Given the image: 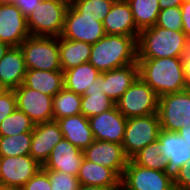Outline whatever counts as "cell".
Here are the masks:
<instances>
[{"label": "cell", "instance_id": "6da1fadb", "mask_svg": "<svg viewBox=\"0 0 190 190\" xmlns=\"http://www.w3.org/2000/svg\"><path fill=\"white\" fill-rule=\"evenodd\" d=\"M139 77L161 97L187 89L181 57L137 58Z\"/></svg>", "mask_w": 190, "mask_h": 190}, {"label": "cell", "instance_id": "7a4b0ae2", "mask_svg": "<svg viewBox=\"0 0 190 190\" xmlns=\"http://www.w3.org/2000/svg\"><path fill=\"white\" fill-rule=\"evenodd\" d=\"M137 37L106 34L92 44L89 63L100 73L137 63Z\"/></svg>", "mask_w": 190, "mask_h": 190}, {"label": "cell", "instance_id": "3957f363", "mask_svg": "<svg viewBox=\"0 0 190 190\" xmlns=\"http://www.w3.org/2000/svg\"><path fill=\"white\" fill-rule=\"evenodd\" d=\"M186 39L183 31L157 25L142 29L137 40L138 58L181 57Z\"/></svg>", "mask_w": 190, "mask_h": 190}, {"label": "cell", "instance_id": "277c9868", "mask_svg": "<svg viewBox=\"0 0 190 190\" xmlns=\"http://www.w3.org/2000/svg\"><path fill=\"white\" fill-rule=\"evenodd\" d=\"M68 6L64 0H42L27 17L30 35L60 37Z\"/></svg>", "mask_w": 190, "mask_h": 190}, {"label": "cell", "instance_id": "5b68a950", "mask_svg": "<svg viewBox=\"0 0 190 190\" xmlns=\"http://www.w3.org/2000/svg\"><path fill=\"white\" fill-rule=\"evenodd\" d=\"M20 48L26 69L62 70L59 57V37L29 36L22 42Z\"/></svg>", "mask_w": 190, "mask_h": 190}, {"label": "cell", "instance_id": "8992f818", "mask_svg": "<svg viewBox=\"0 0 190 190\" xmlns=\"http://www.w3.org/2000/svg\"><path fill=\"white\" fill-rule=\"evenodd\" d=\"M161 130L158 113L147 116L127 118L122 146L126 156L131 159L150 143L158 140Z\"/></svg>", "mask_w": 190, "mask_h": 190}, {"label": "cell", "instance_id": "52a82bcc", "mask_svg": "<svg viewBox=\"0 0 190 190\" xmlns=\"http://www.w3.org/2000/svg\"><path fill=\"white\" fill-rule=\"evenodd\" d=\"M115 105L126 118L147 116L158 113L159 96L138 77Z\"/></svg>", "mask_w": 190, "mask_h": 190}, {"label": "cell", "instance_id": "ba28073f", "mask_svg": "<svg viewBox=\"0 0 190 190\" xmlns=\"http://www.w3.org/2000/svg\"><path fill=\"white\" fill-rule=\"evenodd\" d=\"M158 116L161 129L178 132L190 126V89L159 97Z\"/></svg>", "mask_w": 190, "mask_h": 190}, {"label": "cell", "instance_id": "9c48e42d", "mask_svg": "<svg viewBox=\"0 0 190 190\" xmlns=\"http://www.w3.org/2000/svg\"><path fill=\"white\" fill-rule=\"evenodd\" d=\"M121 190H175L172 181L164 171H158L135 164L129 159L120 178Z\"/></svg>", "mask_w": 190, "mask_h": 190}, {"label": "cell", "instance_id": "30bf717a", "mask_svg": "<svg viewBox=\"0 0 190 190\" xmlns=\"http://www.w3.org/2000/svg\"><path fill=\"white\" fill-rule=\"evenodd\" d=\"M105 35L103 23L98 21L97 17L84 16L72 4H69L61 35L63 38L92 45Z\"/></svg>", "mask_w": 190, "mask_h": 190}, {"label": "cell", "instance_id": "8fae6325", "mask_svg": "<svg viewBox=\"0 0 190 190\" xmlns=\"http://www.w3.org/2000/svg\"><path fill=\"white\" fill-rule=\"evenodd\" d=\"M17 109L36 125L53 120V96L33 90L23 83L14 90Z\"/></svg>", "mask_w": 190, "mask_h": 190}, {"label": "cell", "instance_id": "7c38bea8", "mask_svg": "<svg viewBox=\"0 0 190 190\" xmlns=\"http://www.w3.org/2000/svg\"><path fill=\"white\" fill-rule=\"evenodd\" d=\"M160 142V150L162 155L166 157L165 174L175 181L180 173V168L190 159V146L178 134L161 129L158 135Z\"/></svg>", "mask_w": 190, "mask_h": 190}, {"label": "cell", "instance_id": "4fadbf2b", "mask_svg": "<svg viewBox=\"0 0 190 190\" xmlns=\"http://www.w3.org/2000/svg\"><path fill=\"white\" fill-rule=\"evenodd\" d=\"M31 36L27 18L12 2H0V41L17 47Z\"/></svg>", "mask_w": 190, "mask_h": 190}, {"label": "cell", "instance_id": "5bb4252c", "mask_svg": "<svg viewBox=\"0 0 190 190\" xmlns=\"http://www.w3.org/2000/svg\"><path fill=\"white\" fill-rule=\"evenodd\" d=\"M41 168L30 155L0 157V185L22 188Z\"/></svg>", "mask_w": 190, "mask_h": 190}, {"label": "cell", "instance_id": "9a60e30c", "mask_svg": "<svg viewBox=\"0 0 190 190\" xmlns=\"http://www.w3.org/2000/svg\"><path fill=\"white\" fill-rule=\"evenodd\" d=\"M88 120L94 140L122 144L127 118L116 105L108 111L88 118Z\"/></svg>", "mask_w": 190, "mask_h": 190}, {"label": "cell", "instance_id": "2e32d148", "mask_svg": "<svg viewBox=\"0 0 190 190\" xmlns=\"http://www.w3.org/2000/svg\"><path fill=\"white\" fill-rule=\"evenodd\" d=\"M87 160L112 169L120 178L129 161L121 144L94 140L84 151Z\"/></svg>", "mask_w": 190, "mask_h": 190}, {"label": "cell", "instance_id": "e0dca14e", "mask_svg": "<svg viewBox=\"0 0 190 190\" xmlns=\"http://www.w3.org/2000/svg\"><path fill=\"white\" fill-rule=\"evenodd\" d=\"M63 138L60 125L55 120L34 125L30 156L43 166L53 147Z\"/></svg>", "mask_w": 190, "mask_h": 190}, {"label": "cell", "instance_id": "ac0fdd59", "mask_svg": "<svg viewBox=\"0 0 190 190\" xmlns=\"http://www.w3.org/2000/svg\"><path fill=\"white\" fill-rule=\"evenodd\" d=\"M83 159L84 152L63 138L53 147L42 168L77 176Z\"/></svg>", "mask_w": 190, "mask_h": 190}, {"label": "cell", "instance_id": "d6986e66", "mask_svg": "<svg viewBox=\"0 0 190 190\" xmlns=\"http://www.w3.org/2000/svg\"><path fill=\"white\" fill-rule=\"evenodd\" d=\"M106 34L139 37L131 7L127 0H115L111 10L102 21Z\"/></svg>", "mask_w": 190, "mask_h": 190}, {"label": "cell", "instance_id": "ffe728a7", "mask_svg": "<svg viewBox=\"0 0 190 190\" xmlns=\"http://www.w3.org/2000/svg\"><path fill=\"white\" fill-rule=\"evenodd\" d=\"M26 71L20 46L10 47L0 60V85L6 90H15L23 83Z\"/></svg>", "mask_w": 190, "mask_h": 190}, {"label": "cell", "instance_id": "44dd1931", "mask_svg": "<svg viewBox=\"0 0 190 190\" xmlns=\"http://www.w3.org/2000/svg\"><path fill=\"white\" fill-rule=\"evenodd\" d=\"M138 77L137 63L104 72L103 91L116 103Z\"/></svg>", "mask_w": 190, "mask_h": 190}, {"label": "cell", "instance_id": "7402d4cb", "mask_svg": "<svg viewBox=\"0 0 190 190\" xmlns=\"http://www.w3.org/2000/svg\"><path fill=\"white\" fill-rule=\"evenodd\" d=\"M64 139L84 151L94 142L89 120L82 114L58 119Z\"/></svg>", "mask_w": 190, "mask_h": 190}, {"label": "cell", "instance_id": "603a6c76", "mask_svg": "<svg viewBox=\"0 0 190 190\" xmlns=\"http://www.w3.org/2000/svg\"><path fill=\"white\" fill-rule=\"evenodd\" d=\"M103 81L104 72L100 73L92 85L87 87L84 95H81V114L86 118L97 116L115 106V102L103 91Z\"/></svg>", "mask_w": 190, "mask_h": 190}, {"label": "cell", "instance_id": "cb8c5ba5", "mask_svg": "<svg viewBox=\"0 0 190 190\" xmlns=\"http://www.w3.org/2000/svg\"><path fill=\"white\" fill-rule=\"evenodd\" d=\"M79 184L104 187H121L120 177L110 168L87 160L85 157L77 175Z\"/></svg>", "mask_w": 190, "mask_h": 190}, {"label": "cell", "instance_id": "d4e9b609", "mask_svg": "<svg viewBox=\"0 0 190 190\" xmlns=\"http://www.w3.org/2000/svg\"><path fill=\"white\" fill-rule=\"evenodd\" d=\"M23 84L33 90H38L54 97L64 88V74L62 70L44 71L27 69Z\"/></svg>", "mask_w": 190, "mask_h": 190}, {"label": "cell", "instance_id": "484cf974", "mask_svg": "<svg viewBox=\"0 0 190 190\" xmlns=\"http://www.w3.org/2000/svg\"><path fill=\"white\" fill-rule=\"evenodd\" d=\"M92 45L83 41H73L59 37V57L62 71L88 63Z\"/></svg>", "mask_w": 190, "mask_h": 190}, {"label": "cell", "instance_id": "4316f807", "mask_svg": "<svg viewBox=\"0 0 190 190\" xmlns=\"http://www.w3.org/2000/svg\"><path fill=\"white\" fill-rule=\"evenodd\" d=\"M64 87L76 94L84 95L100 72L91 64L84 63L63 72Z\"/></svg>", "mask_w": 190, "mask_h": 190}, {"label": "cell", "instance_id": "83f0119b", "mask_svg": "<svg viewBox=\"0 0 190 190\" xmlns=\"http://www.w3.org/2000/svg\"><path fill=\"white\" fill-rule=\"evenodd\" d=\"M133 14L136 27L142 29L156 24L160 12L159 0H127Z\"/></svg>", "mask_w": 190, "mask_h": 190}, {"label": "cell", "instance_id": "f1b7e54d", "mask_svg": "<svg viewBox=\"0 0 190 190\" xmlns=\"http://www.w3.org/2000/svg\"><path fill=\"white\" fill-rule=\"evenodd\" d=\"M53 120L81 114V95L66 89L53 97Z\"/></svg>", "mask_w": 190, "mask_h": 190}, {"label": "cell", "instance_id": "f546056e", "mask_svg": "<svg viewBox=\"0 0 190 190\" xmlns=\"http://www.w3.org/2000/svg\"><path fill=\"white\" fill-rule=\"evenodd\" d=\"M32 132L0 136V157L30 155Z\"/></svg>", "mask_w": 190, "mask_h": 190}, {"label": "cell", "instance_id": "4dcf8cb0", "mask_svg": "<svg viewBox=\"0 0 190 190\" xmlns=\"http://www.w3.org/2000/svg\"><path fill=\"white\" fill-rule=\"evenodd\" d=\"M131 160L137 165L158 171H165L166 164L168 163L166 157L162 155L160 150L159 140L147 145L136 153Z\"/></svg>", "mask_w": 190, "mask_h": 190}, {"label": "cell", "instance_id": "1f68e13d", "mask_svg": "<svg viewBox=\"0 0 190 190\" xmlns=\"http://www.w3.org/2000/svg\"><path fill=\"white\" fill-rule=\"evenodd\" d=\"M34 123L30 117L19 109L7 116L0 123V136L18 135L24 132H33Z\"/></svg>", "mask_w": 190, "mask_h": 190}, {"label": "cell", "instance_id": "d6a6232c", "mask_svg": "<svg viewBox=\"0 0 190 190\" xmlns=\"http://www.w3.org/2000/svg\"><path fill=\"white\" fill-rule=\"evenodd\" d=\"M115 0H76L72 5L84 16L97 17L103 21Z\"/></svg>", "mask_w": 190, "mask_h": 190}, {"label": "cell", "instance_id": "836d02e7", "mask_svg": "<svg viewBox=\"0 0 190 190\" xmlns=\"http://www.w3.org/2000/svg\"><path fill=\"white\" fill-rule=\"evenodd\" d=\"M155 25L164 29L182 31L183 23L181 16V7H169L160 10Z\"/></svg>", "mask_w": 190, "mask_h": 190}, {"label": "cell", "instance_id": "e575fe53", "mask_svg": "<svg viewBox=\"0 0 190 190\" xmlns=\"http://www.w3.org/2000/svg\"><path fill=\"white\" fill-rule=\"evenodd\" d=\"M45 171L51 182V190H78L80 184L77 176L55 170Z\"/></svg>", "mask_w": 190, "mask_h": 190}, {"label": "cell", "instance_id": "d590c367", "mask_svg": "<svg viewBox=\"0 0 190 190\" xmlns=\"http://www.w3.org/2000/svg\"><path fill=\"white\" fill-rule=\"evenodd\" d=\"M17 108L14 90L4 89L0 94V123Z\"/></svg>", "mask_w": 190, "mask_h": 190}, {"label": "cell", "instance_id": "8d00e7d4", "mask_svg": "<svg viewBox=\"0 0 190 190\" xmlns=\"http://www.w3.org/2000/svg\"><path fill=\"white\" fill-rule=\"evenodd\" d=\"M51 182L48 173L41 168L22 187L23 190H51Z\"/></svg>", "mask_w": 190, "mask_h": 190}, {"label": "cell", "instance_id": "74e56055", "mask_svg": "<svg viewBox=\"0 0 190 190\" xmlns=\"http://www.w3.org/2000/svg\"><path fill=\"white\" fill-rule=\"evenodd\" d=\"M175 190H190V159L180 168V173L174 181Z\"/></svg>", "mask_w": 190, "mask_h": 190}, {"label": "cell", "instance_id": "f35d334b", "mask_svg": "<svg viewBox=\"0 0 190 190\" xmlns=\"http://www.w3.org/2000/svg\"><path fill=\"white\" fill-rule=\"evenodd\" d=\"M42 0H13L12 3L22 12L24 17H28Z\"/></svg>", "mask_w": 190, "mask_h": 190}, {"label": "cell", "instance_id": "ab89813d", "mask_svg": "<svg viewBox=\"0 0 190 190\" xmlns=\"http://www.w3.org/2000/svg\"><path fill=\"white\" fill-rule=\"evenodd\" d=\"M181 16H182V31L186 37H190V0H185L181 4Z\"/></svg>", "mask_w": 190, "mask_h": 190}, {"label": "cell", "instance_id": "60d3db41", "mask_svg": "<svg viewBox=\"0 0 190 190\" xmlns=\"http://www.w3.org/2000/svg\"><path fill=\"white\" fill-rule=\"evenodd\" d=\"M184 1L185 0H159V6L161 10L169 7H178L181 6Z\"/></svg>", "mask_w": 190, "mask_h": 190}, {"label": "cell", "instance_id": "b9f144b4", "mask_svg": "<svg viewBox=\"0 0 190 190\" xmlns=\"http://www.w3.org/2000/svg\"><path fill=\"white\" fill-rule=\"evenodd\" d=\"M78 190H121V187L90 186L80 184Z\"/></svg>", "mask_w": 190, "mask_h": 190}, {"label": "cell", "instance_id": "7bdbcfd3", "mask_svg": "<svg viewBox=\"0 0 190 190\" xmlns=\"http://www.w3.org/2000/svg\"><path fill=\"white\" fill-rule=\"evenodd\" d=\"M184 78L187 89H190V60L183 61Z\"/></svg>", "mask_w": 190, "mask_h": 190}, {"label": "cell", "instance_id": "ee69618b", "mask_svg": "<svg viewBox=\"0 0 190 190\" xmlns=\"http://www.w3.org/2000/svg\"><path fill=\"white\" fill-rule=\"evenodd\" d=\"M181 60H190V37L186 39L185 45L183 47Z\"/></svg>", "mask_w": 190, "mask_h": 190}, {"label": "cell", "instance_id": "f6af8a7d", "mask_svg": "<svg viewBox=\"0 0 190 190\" xmlns=\"http://www.w3.org/2000/svg\"><path fill=\"white\" fill-rule=\"evenodd\" d=\"M178 134L185 140V143L190 146V126H182V128L178 131Z\"/></svg>", "mask_w": 190, "mask_h": 190}, {"label": "cell", "instance_id": "bcb514c9", "mask_svg": "<svg viewBox=\"0 0 190 190\" xmlns=\"http://www.w3.org/2000/svg\"><path fill=\"white\" fill-rule=\"evenodd\" d=\"M10 46L0 41V60L3 58L5 53L9 50Z\"/></svg>", "mask_w": 190, "mask_h": 190}, {"label": "cell", "instance_id": "7dc6e473", "mask_svg": "<svg viewBox=\"0 0 190 190\" xmlns=\"http://www.w3.org/2000/svg\"><path fill=\"white\" fill-rule=\"evenodd\" d=\"M0 190H23L20 187H9V186H1L0 185Z\"/></svg>", "mask_w": 190, "mask_h": 190}, {"label": "cell", "instance_id": "c3c4849f", "mask_svg": "<svg viewBox=\"0 0 190 190\" xmlns=\"http://www.w3.org/2000/svg\"><path fill=\"white\" fill-rule=\"evenodd\" d=\"M64 1L67 2L68 4H72L76 0H64Z\"/></svg>", "mask_w": 190, "mask_h": 190}, {"label": "cell", "instance_id": "681fc988", "mask_svg": "<svg viewBox=\"0 0 190 190\" xmlns=\"http://www.w3.org/2000/svg\"><path fill=\"white\" fill-rule=\"evenodd\" d=\"M13 0H0V2H12Z\"/></svg>", "mask_w": 190, "mask_h": 190}, {"label": "cell", "instance_id": "f907efd6", "mask_svg": "<svg viewBox=\"0 0 190 190\" xmlns=\"http://www.w3.org/2000/svg\"><path fill=\"white\" fill-rule=\"evenodd\" d=\"M4 90V88L0 85V94Z\"/></svg>", "mask_w": 190, "mask_h": 190}]
</instances>
